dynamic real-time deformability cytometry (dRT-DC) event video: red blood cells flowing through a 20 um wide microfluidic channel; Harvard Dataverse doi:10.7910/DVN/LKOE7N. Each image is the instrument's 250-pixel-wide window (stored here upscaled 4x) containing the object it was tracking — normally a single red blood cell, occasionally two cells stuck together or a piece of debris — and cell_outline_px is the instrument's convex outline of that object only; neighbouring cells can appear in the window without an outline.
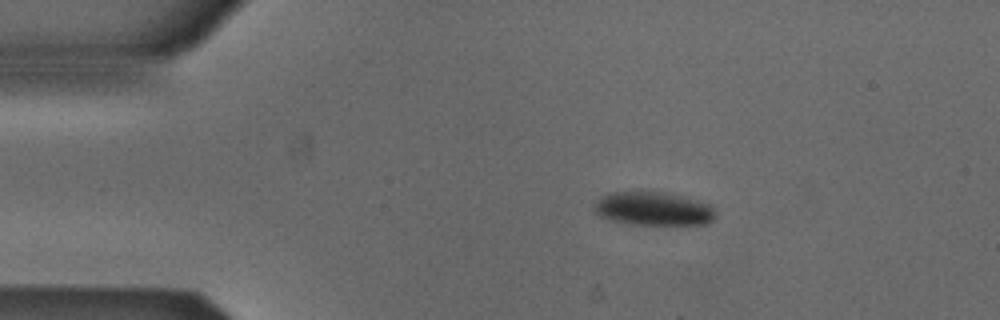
{"species": "Egyptian fruit bat (a non-hibernating species)", "species_latin": "Rousettus aegyptiacus", "temperature_condition": "cold", "stored_images_in_passage": 44, "camera_frame_rate_fps": 3000, "um_per_image_px": 0.085, "animal": {"sex": "male"}, "frame": {"image": 1, "passage_image": 1, "time_ms": 0.0, "image_size_px": [1000, 320], "cell_outline_px": [[716, 216], [712, 220], [704, 224], [632, 224], [608, 220], [600, 216], [592, 208], [608, 192], [644, 188], [664, 192], [712, 204], [716, 212]], "centroid_in_image_um": [55.52, 17.69], "position_along_channel_um": 29.5, "area_um2": 24.33}}
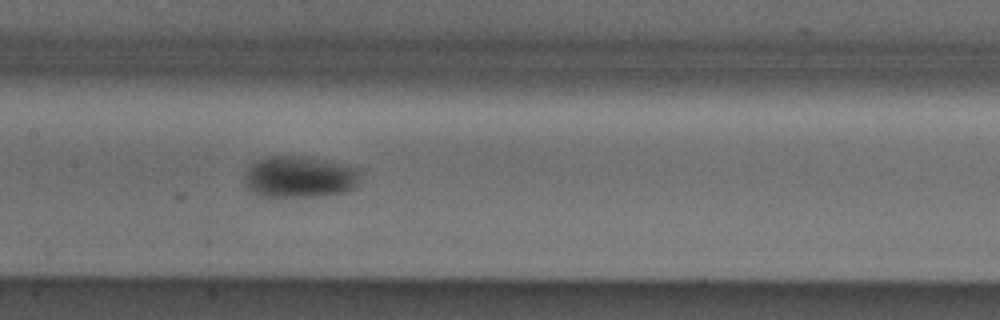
{"frame": {"image": 2, "passage_image": 17, "time_ms": 5.333, "image_size_px": [1000, 320], "cell_outline_px": [[360, 172], [356, 184], [352, 188], [344, 192], [324, 196], [264, 196], [252, 192], [244, 184], [244, 176], [248, 168], [252, 164], [260, 160], [272, 156], [304, 156], [332, 160], [348, 164], [360, 168]], "centroid_in_image_um": [25.51, 15.02], "position_along_channel_um": 181.9, "area_um2": 28.21}}
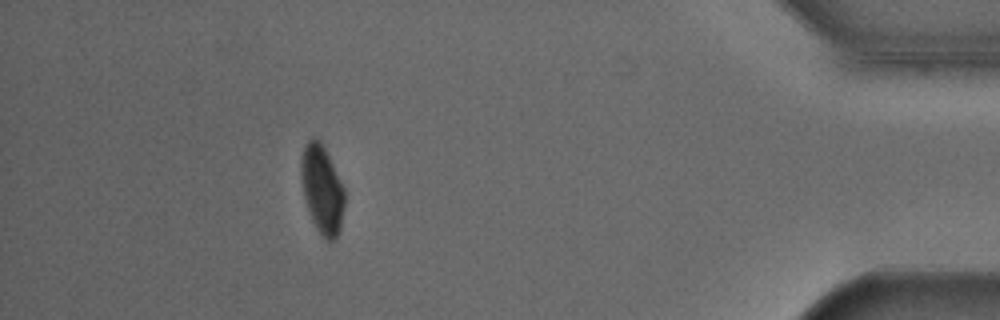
{"frame": {"image": 3, "passage_image": 39, "time_ms": 12.667, "image_size_px": [1000, 320], "cell_outline_px": [[344, 208], [340, 228], [336, 236], [332, 240], [324, 240], [320, 236], [312, 220], [304, 196], [300, 176], [300, 160], [304, 144], [312, 136], [316, 136], [320, 140], [344, 188]], "centroid_in_image_um": [27.35, 16.07], "position_along_channel_um": 407.9, "area_um2": 22.37}, "authors_computed_cell_mechanics": {"area_um2": 25.7788, "velocity_mm_per_s": 3.8515, "shape_relaxation_time_tau1_ms": 5.4987, "shape_relaxation_time_tau2_ms": null, "deformation_change_tau1": 0.072, "deformation_change_tau2": null}}